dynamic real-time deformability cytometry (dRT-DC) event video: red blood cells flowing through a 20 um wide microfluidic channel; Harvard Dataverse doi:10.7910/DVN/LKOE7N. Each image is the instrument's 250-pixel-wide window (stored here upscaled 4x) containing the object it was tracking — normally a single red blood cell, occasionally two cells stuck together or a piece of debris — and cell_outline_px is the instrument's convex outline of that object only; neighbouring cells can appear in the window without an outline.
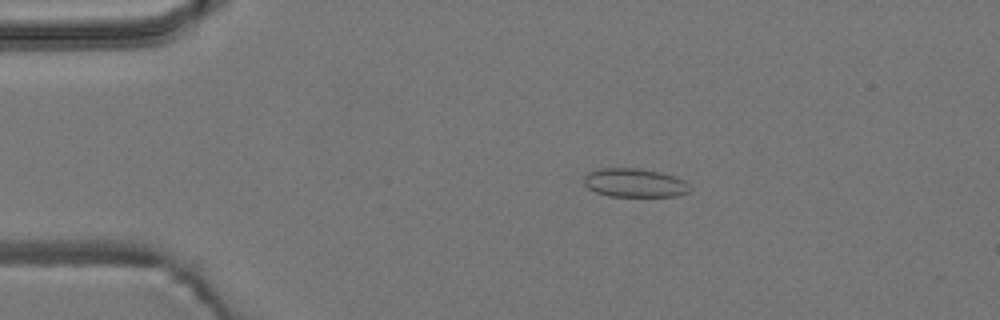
{"species": "common noctule bat (a hibernating species)", "species_latin": "Nyctalus noctula", "temperature_condition": "room temperature", "stored_images_in_passage": 15, "camera_frame_rate_fps": 3000, "um_per_image_px": 0.085, "animal": {"sex": "male", "body_mass_g": 19.2, "forearm_length_mm": 51.8}, "frame": {"image": 1, "passage_image": 10, "time_ms": 3.0, "image_size_px": [1000, 320], "cell_outline_px": [[692, 188], [688, 192], [676, 196], [608, 196], [596, 192], [588, 188], [584, 184], [584, 176], [588, 172], [596, 168], [640, 168], [660, 172], [684, 180]], "centroid_in_image_um": [53.92, 15.53], "position_along_channel_um": 31.1, "area_um2": 17.8}}